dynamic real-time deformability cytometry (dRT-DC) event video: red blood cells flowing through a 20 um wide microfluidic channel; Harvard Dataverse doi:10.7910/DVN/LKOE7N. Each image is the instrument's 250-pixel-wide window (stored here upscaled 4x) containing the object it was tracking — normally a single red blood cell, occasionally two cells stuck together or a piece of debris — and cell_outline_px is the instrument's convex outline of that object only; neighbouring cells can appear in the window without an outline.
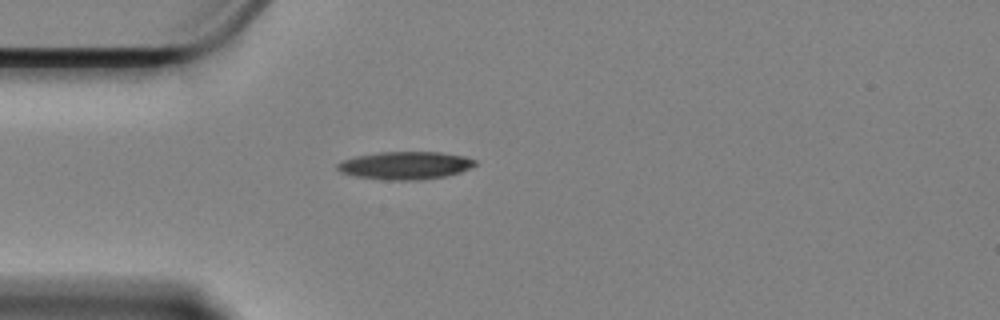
{"species": "Egyptian fruit bat (a non-hibernating species)", "species_latin": "Rousettus aegyptiacus", "temperature_condition": "cold", "stored_images_in_passage": 31, "camera_frame_rate_fps": 3000, "um_per_image_px": 0.085, "animal": {"sex": "female"}, "frame": {"image": 1, "passage_image": 1, "time_ms": 0.0, "image_size_px": [1000, 320], "cell_outline_px": [[476, 164], [460, 172], [444, 176], [420, 180], [384, 180], [356, 176], [340, 172], [336, 168], [336, 164], [340, 160], [356, 156], [380, 152], [440, 152], [464, 156], [476, 160]], "centroid_in_image_um": [34.4, 14.06], "position_along_channel_um": 50.6, "area_um2": 22.31}}
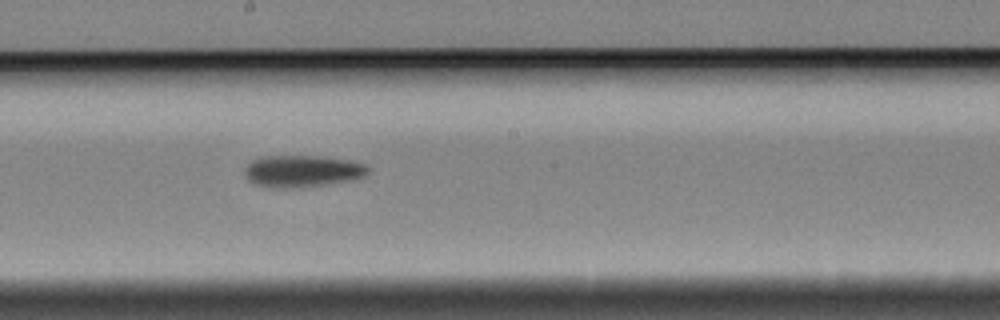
{"frame": {"image": 2, "passage_image": 17, "time_ms": 5.333, "image_size_px": [1000, 320], "cell_outline_px": [[368, 172], [364, 176], [356, 180], [324, 184], [284, 188], [276, 188], [256, 184], [248, 180], [244, 176], [244, 168], [252, 160], [260, 156], [320, 156], [348, 160], [364, 164], [368, 168]], "centroid_in_image_um": [25.67, 14.53], "position_along_channel_um": 222.5, "area_um2": 22.83}}
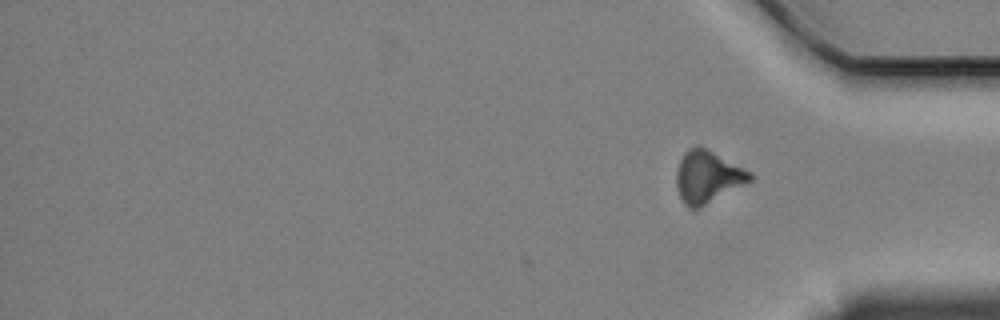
{"frame": {"image": 3, "passage_image": 31, "time_ms": 10.0, "image_size_px": [1000, 320], "cell_outline_px": [[752, 180], [700, 208], [688, 208], [684, 204], [680, 196], [676, 184], [676, 168], [684, 152], [688, 148], [696, 144], [752, 172]], "centroid_in_image_um": [60.11, 15.03], "position_along_channel_um": 375.1, "area_um2": 22.2}, "authors_computed_cell_mechanics": {"area_um2": 22.1952, "velocity_mm_per_s": 3.3669, "shape_relaxation_time_tau1_ms": 5.0224, "shape_relaxation_time_tau2_ms": null, "deformation_change_tau1": 0.1465, "deformation_change_tau2": null}}